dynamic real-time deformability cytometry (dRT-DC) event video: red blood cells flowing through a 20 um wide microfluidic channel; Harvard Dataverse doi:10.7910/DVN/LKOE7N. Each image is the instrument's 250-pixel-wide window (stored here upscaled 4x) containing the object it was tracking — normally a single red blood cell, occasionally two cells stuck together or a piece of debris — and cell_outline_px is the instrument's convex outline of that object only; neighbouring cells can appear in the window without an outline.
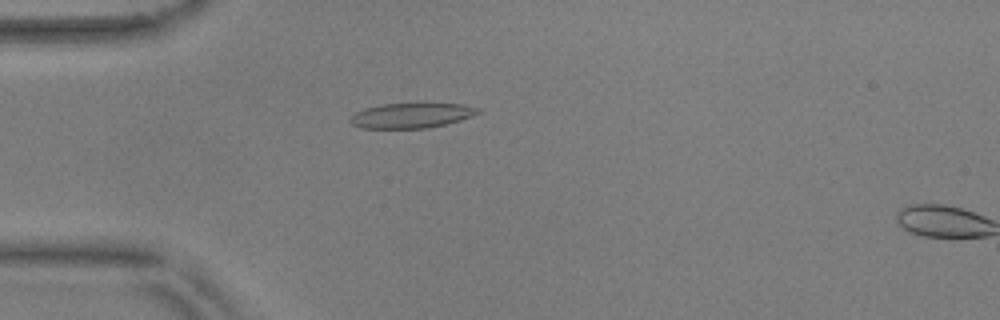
{"species": "common noctule bat (a hibernating species)", "species_latin": "Nyctalus noctula", "temperature_condition": "warm", "stored_images_in_passage": 17, "camera_frame_rate_fps": 3000, "um_per_image_px": 0.085, "animal": {"sex": "male", "body_mass_g": 17.9, "forearm_length_mm": 54.2}, "frame": {"image": 1, "passage_image": 15, "time_ms": 4.667, "image_size_px": [1000, 320], "cell_outline_px": [[484, 112], [448, 124], [428, 128], [360, 128], [352, 124], [348, 120], [356, 112], [364, 108], [384, 104], [416, 100], [420, 100], [464, 104], [480, 108]], "centroid_in_image_um": [35.07, 9.75], "position_along_channel_um": 49.9, "area_um2": 19.88}}